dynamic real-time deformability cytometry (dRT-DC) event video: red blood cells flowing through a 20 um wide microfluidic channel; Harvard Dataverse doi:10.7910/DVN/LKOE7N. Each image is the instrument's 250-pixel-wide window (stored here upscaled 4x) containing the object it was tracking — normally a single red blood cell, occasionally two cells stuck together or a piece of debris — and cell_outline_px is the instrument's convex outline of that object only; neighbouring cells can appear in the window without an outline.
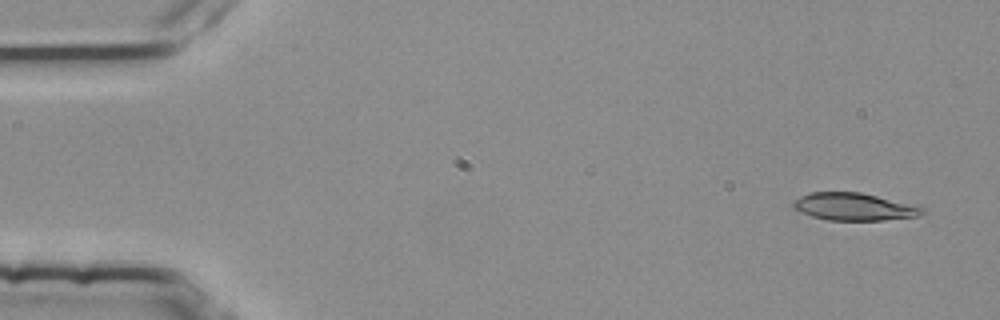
{"species": "common noctule bat (a hibernating species)", "species_latin": "Nyctalus noctula", "temperature_condition": "room temperature", "stored_images_in_passage": 4, "camera_frame_rate_fps": 3000, "um_per_image_px": 0.085, "animal": {"sex": "female", "body_mass_g": 25.1}, "frame": {"image": 1, "passage_image": 1, "time_ms": 0.0, "image_size_px": [1000, 320], "cell_outline_px": [[924, 212], [920, 216], [884, 220], [828, 220], [812, 216], [800, 212], [792, 208], [792, 200], [800, 196], [812, 192], [860, 192], [924, 208]], "centroid_in_image_um": [72.52, 17.58], "position_along_channel_um": 12.5, "area_um2": 20.46}}
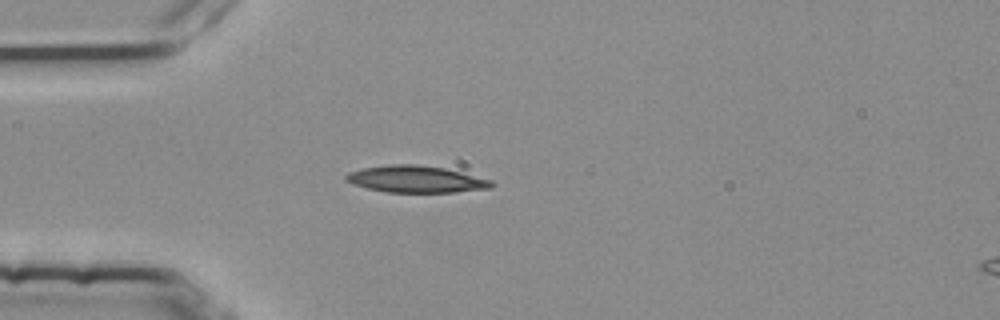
{"frame": {"image": 2, "passage_image": 4, "time_ms": 1.0, "image_size_px": [1000, 320], "cell_outline_px": [[496, 184], [492, 188], [452, 192], [384, 192], [352, 184], [344, 180], [344, 176], [348, 172], [364, 168], [388, 164], [416, 164], [444, 168], [492, 180]], "centroid_in_image_um": [35.34, 15.23], "position_along_channel_um": 49.7, "area_um2": 22.77}}